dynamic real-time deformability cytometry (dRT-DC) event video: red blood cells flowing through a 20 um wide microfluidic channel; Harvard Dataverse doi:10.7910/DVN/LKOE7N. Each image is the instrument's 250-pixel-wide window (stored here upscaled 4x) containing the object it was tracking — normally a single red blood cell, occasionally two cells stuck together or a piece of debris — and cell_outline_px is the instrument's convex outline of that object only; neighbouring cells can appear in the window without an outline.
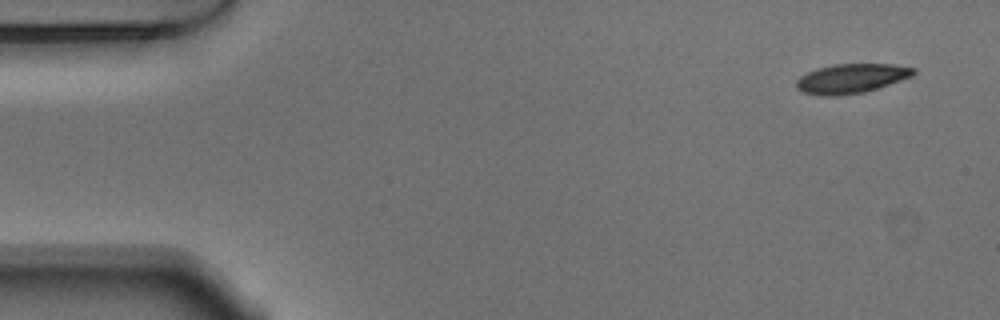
{"species": "Egyptian fruit bat (a non-hibernating species)", "species_latin": "Rousettus aegyptiacus", "temperature_condition": "warm", "stored_images_in_passage": 51, "camera_frame_rate_fps": 3000, "um_per_image_px": 0.085, "animal": {"sex": "male"}, "frame": {"image": 1, "passage_image": 1, "time_ms": 0.0, "image_size_px": [1000, 320], "cell_outline_px": [[916, 72], [912, 76], [864, 92], [840, 96], [820, 96], [804, 92], [796, 88], [796, 80], [800, 76], [816, 68], [836, 64], [892, 64], [916, 68]], "centroid_in_image_um": [72.33, 6.67], "position_along_channel_um": 12.7, "area_um2": 20.06}}
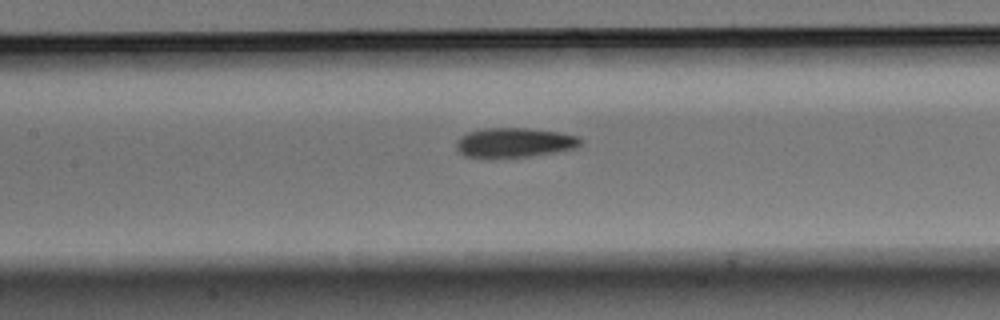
{"frame": {"image": 2, "passage_image": 22, "time_ms": 7.0, "image_size_px": [1000, 320], "cell_outline_px": [[584, 140], [576, 148], [556, 152], [532, 156], [492, 160], [480, 160], [464, 156], [456, 152], [456, 144], [460, 136], [468, 132], [484, 128], [528, 128], [560, 132], [580, 136]], "centroid_in_image_um": [43.67, 12.16], "position_along_channel_um": 163.7, "area_um2": 22.48}}
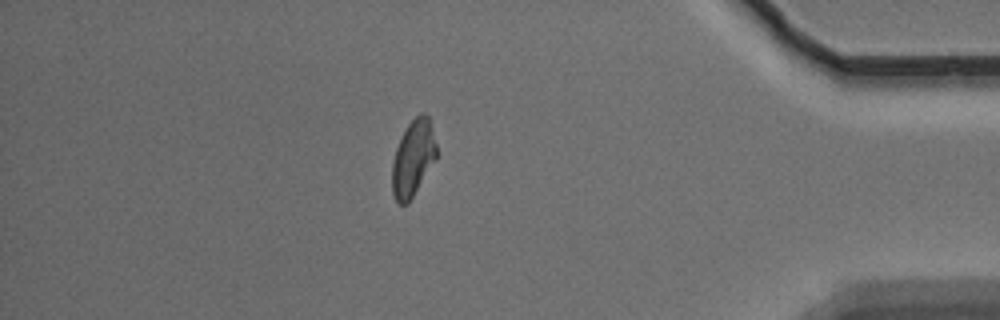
{"frame": {"image": 3, "passage_image": 44, "time_ms": 14.333, "image_size_px": [1000, 320], "cell_outline_px": [[436, 160], [408, 204], [400, 204], [396, 200], [392, 192], [392, 160], [396, 148], [408, 124], [420, 112], [424, 112], [428, 116], [436, 144]], "centroid_in_image_um": [35.11, 13.47], "position_along_channel_um": 400.1, "area_um2": 19.59}, "authors_computed_cell_mechanics": {"area_um2": 20.6924, "velocity_mm_per_s": 3.7552, "shape_relaxation_time_tau1_ms": 4.7701, "shape_relaxation_time_tau2_ms": 2.584, "deformation_change_tau1": 0.1526, "deformation_change_tau2": 0.0925}}